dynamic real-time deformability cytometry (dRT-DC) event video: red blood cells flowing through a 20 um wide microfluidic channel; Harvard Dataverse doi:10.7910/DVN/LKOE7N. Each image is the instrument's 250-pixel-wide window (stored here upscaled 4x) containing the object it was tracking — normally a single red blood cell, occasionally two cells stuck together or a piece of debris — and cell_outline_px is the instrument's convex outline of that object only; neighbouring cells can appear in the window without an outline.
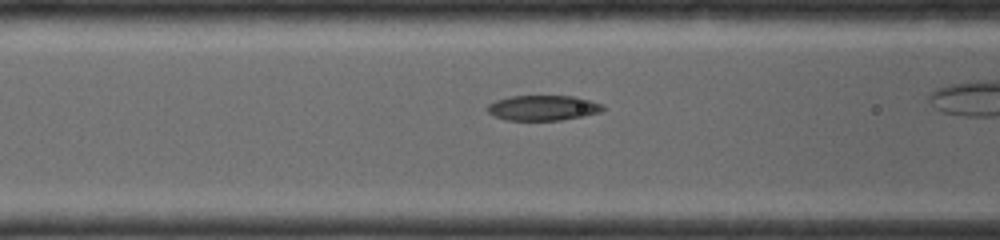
{"species": "common noctule bat (a hibernating species)", "species_latin": "Nyctalus noctula", "temperature_condition": "room temperature", "stored_images_in_passage": 37, "camera_frame_rate_fps": 4000, "um_per_image_px": 0.085, "animal": {"sex": "female", "body_mass_g": 19.0, "forearm_length_mm": 56.7}, "frame": {"image": 1, "passage_image": 10, "time_ms": 2.75, "image_size_px": [1000, 240], "cell_outline_px": [[604, 108], [600, 112], [584, 116], [560, 120], [508, 120], [496, 116], [488, 112], [484, 108], [488, 104], [496, 100], [508, 96], [576, 96], [600, 104]], "centroid_in_image_um": [46.11, 9.16], "position_along_channel_um": 120.5, "area_um2": 16.88}}
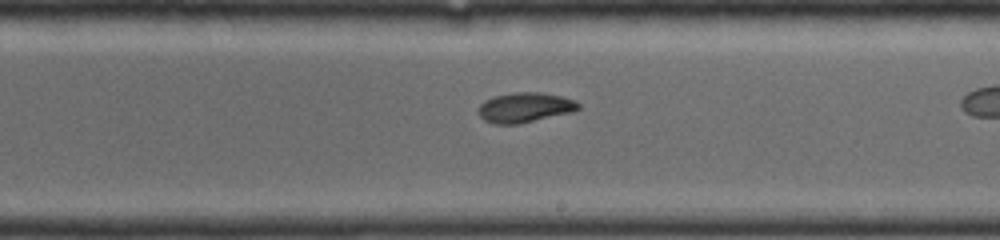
{"frame": {"image": 2, "passage_image": 20, "time_ms": 5.5, "image_size_px": [1000, 240], "cell_outline_px": [[580, 108], [572, 112], [520, 124], [496, 124], [484, 120], [476, 112], [480, 104], [484, 100], [496, 96], [512, 92], [540, 92], [560, 96], [576, 100], [580, 104]], "centroid_in_image_um": [44.6, 9.14], "position_along_channel_um": 244.4, "area_um2": 17.57}}
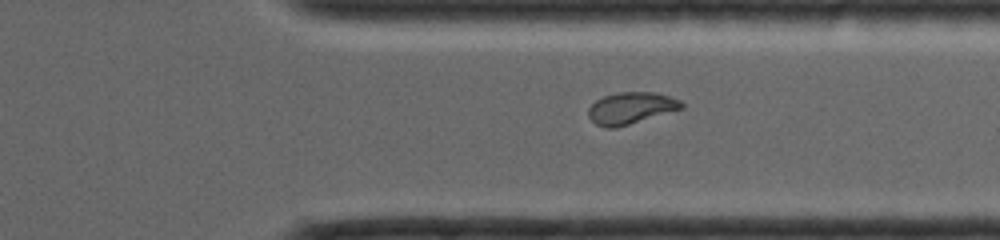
{"frame": {"image": 3, "passage_image": 32, "time_ms": 8.0, "image_size_px": [1000, 240], "cell_outline_px": [[684, 108], [628, 124], [612, 128], [608, 128], [596, 124], [588, 116], [588, 108], [596, 100], [604, 96], [616, 92], [656, 92], [680, 100], [684, 104]], "centroid_in_image_um": [53.62, 9.17], "position_along_channel_um": 357.8, "area_um2": 17.05}}